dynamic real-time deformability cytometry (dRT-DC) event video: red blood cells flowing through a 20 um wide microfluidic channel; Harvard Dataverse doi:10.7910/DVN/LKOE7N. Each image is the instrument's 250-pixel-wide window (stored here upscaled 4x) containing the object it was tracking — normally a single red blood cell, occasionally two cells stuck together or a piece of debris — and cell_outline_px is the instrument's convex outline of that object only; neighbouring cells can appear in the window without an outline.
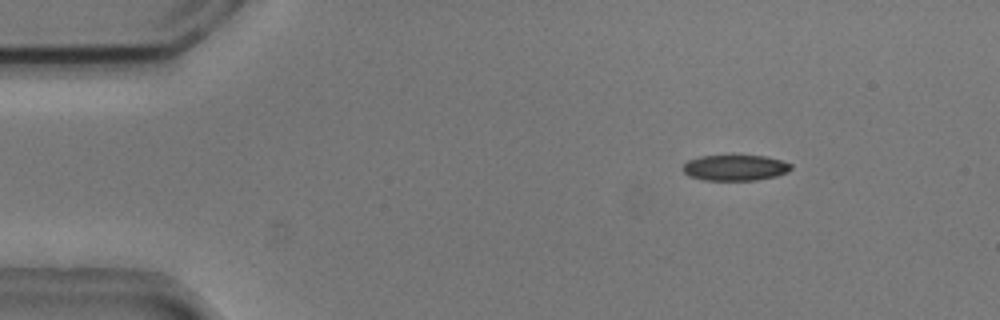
{"species": "common noctule bat (a hibernating species)", "species_latin": "Nyctalus noctula", "temperature_condition": "cold", "stored_images_in_passage": 54, "camera_frame_rate_fps": 3000, "um_per_image_px": 0.085, "animal": {"sex": "male", "body_mass_g": 20.5, "forearm_length_mm": 52.5}, "frame": {"image": 1, "passage_image": 8, "time_ms": 2.333, "image_size_px": [1000, 320], "cell_outline_px": [[792, 168], [788, 172], [776, 176], [756, 180], [704, 180], [688, 176], [680, 168], [688, 160], [700, 156], [764, 156], [780, 160], [792, 164]], "centroid_in_image_um": [62.46, 14.26], "position_along_channel_um": 22.5, "area_um2": 16.24}}
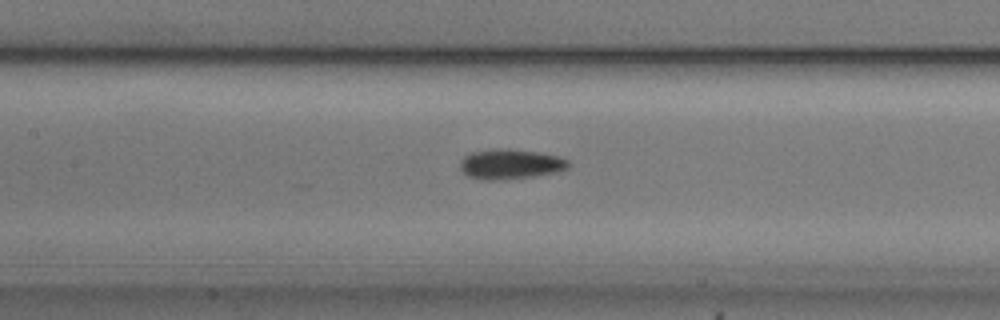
{"frame": {"image": 2, "passage_image": 25, "time_ms": 8.0, "image_size_px": [1000, 320], "cell_outline_px": [[568, 168], [536, 176], [496, 180], [480, 180], [468, 176], [460, 168], [460, 160], [464, 156], [472, 152], [496, 148], [508, 148], [540, 152], [560, 156], [568, 160]], "centroid_in_image_um": [43.36, 13.94], "position_along_channel_um": 164.0, "area_um2": 19.02}}
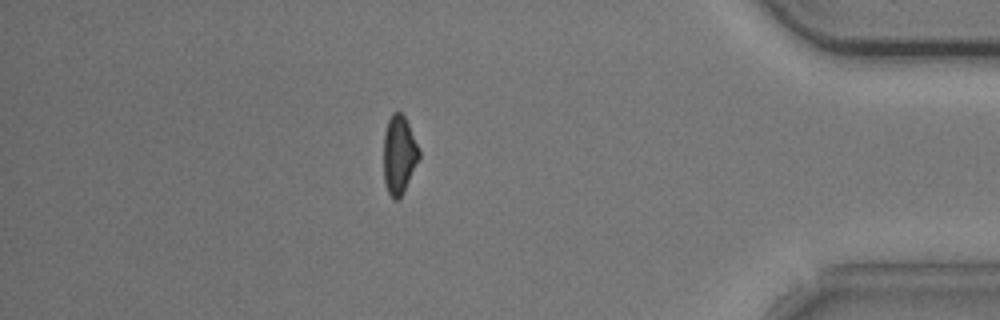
{"frame": {"image": 3, "passage_image": 47, "time_ms": 15.333, "image_size_px": [1000, 320], "cell_outline_px": [[420, 156], [400, 196], [396, 200], [388, 192], [384, 180], [384, 132], [388, 120], [392, 112], [400, 112], [404, 116], [420, 148]], "centroid_in_image_um": [33.91, 13.09], "position_along_channel_um": 401.3, "area_um2": 15.84}, "authors_computed_cell_mechanics": {"area_um2": 17.1955, "velocity_mm_per_s": 3.7729, "shape_relaxation_time_tau1_ms": 4.6506, "shape_relaxation_time_tau2_ms": null, "deformation_change_tau1": 0.1149, "deformation_change_tau2": null}}